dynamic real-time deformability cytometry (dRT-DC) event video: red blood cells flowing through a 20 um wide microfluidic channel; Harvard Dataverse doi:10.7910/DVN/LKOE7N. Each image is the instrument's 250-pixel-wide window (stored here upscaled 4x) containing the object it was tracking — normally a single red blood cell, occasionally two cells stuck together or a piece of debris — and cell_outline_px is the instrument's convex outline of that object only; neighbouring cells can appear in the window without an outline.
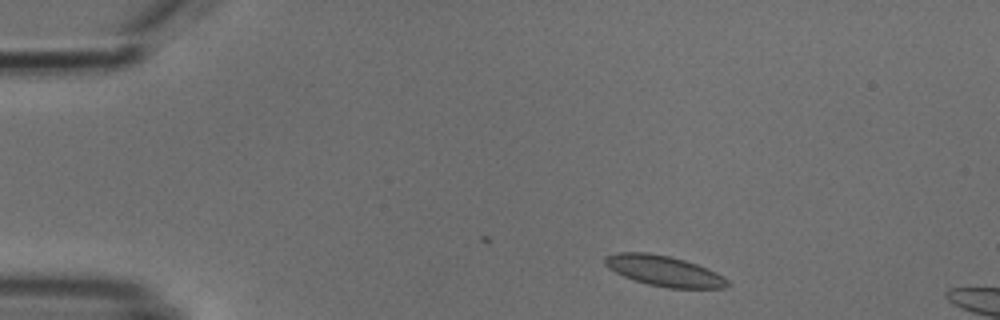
{"species": "common noctule bat (a hibernating species)", "species_latin": "Nyctalus noctula", "temperature_condition": "cold", "stored_images_in_passage": 3, "camera_frame_rate_fps": 3000, "um_per_image_px": 0.085, "animal": {"sex": "male", "body_mass_g": 18.8}, "frame": {"image": 1, "passage_image": 1, "time_ms": 0.0, "image_size_px": [1000, 320], "cell_outline_px": [[732, 284], [724, 288], [668, 288], [648, 284], [624, 276], [608, 268], [604, 264], [604, 256], [620, 252], [648, 252], [668, 256], [684, 260], [708, 268], [724, 276]], "centroid_in_image_um": [56.47, 23.03], "position_along_channel_um": 28.5, "area_um2": 21.79}}